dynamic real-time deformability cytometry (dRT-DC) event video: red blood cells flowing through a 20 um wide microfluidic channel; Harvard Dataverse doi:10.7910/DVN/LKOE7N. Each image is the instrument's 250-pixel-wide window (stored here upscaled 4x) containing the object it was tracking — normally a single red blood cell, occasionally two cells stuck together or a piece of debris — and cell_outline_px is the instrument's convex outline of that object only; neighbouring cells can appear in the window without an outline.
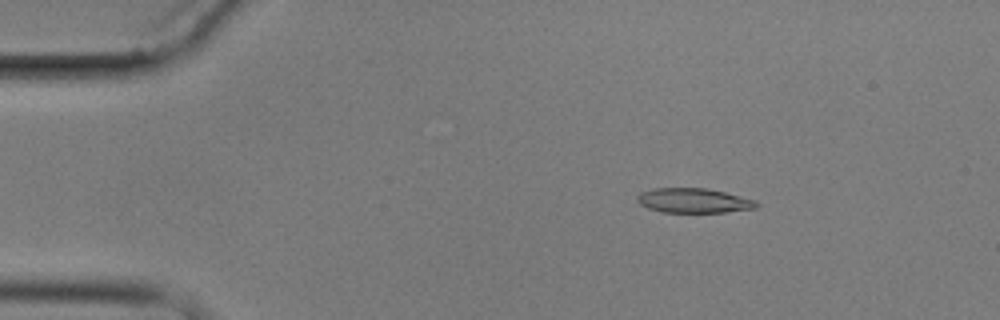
{"species": "common noctule bat (a hibernating species)", "species_latin": "Nyctalus noctula", "temperature_condition": "cold", "stored_images_in_passage": 8, "camera_frame_rate_fps": 3000, "um_per_image_px": 0.085, "animal": {"sex": "male", "body_mass_g": 17.9}, "frame": {"image": 1, "passage_image": 3, "time_ms": 2.333, "image_size_px": [1000, 320], "cell_outline_px": [[760, 204], [756, 208], [724, 212], [664, 212], [648, 208], [640, 204], [636, 200], [636, 196], [640, 192], [652, 188], [708, 188], [756, 200]], "centroid_in_image_um": [58.95, 17.04], "position_along_channel_um": 26.1, "area_um2": 17.17}}
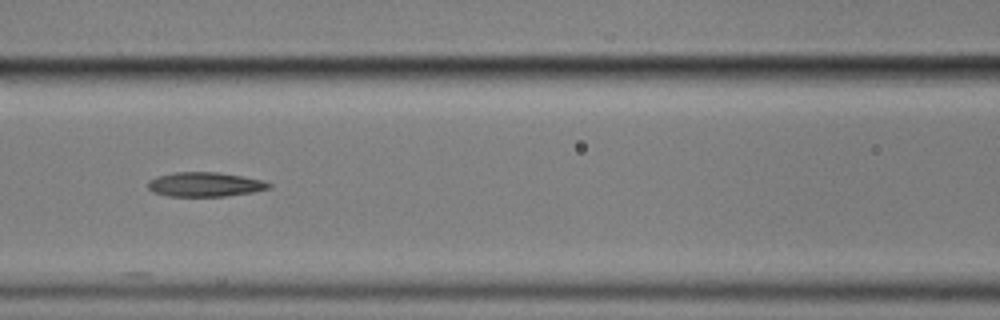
{"frame": {"image": 2, "passage_image": 7, "time_ms": 7.667, "image_size_px": [1000, 320], "cell_outline_px": [[272, 188], [252, 192], [224, 196], [168, 196], [152, 192], [148, 188], [148, 180], [160, 176], [176, 172], [216, 172], [244, 176], [264, 180], [272, 184]], "centroid_in_image_um": [17.46, 15.67], "position_along_channel_um": 149.1, "area_um2": 17.22}}
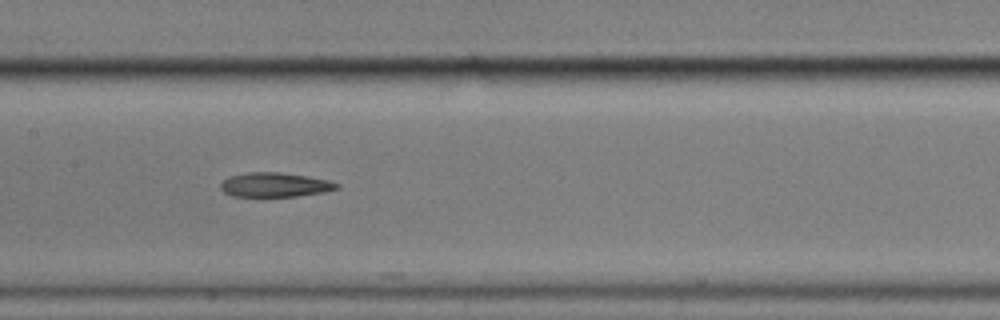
{"frame": {"image": 3, "passage_image": 8, "time_ms": 8.667, "image_size_px": [1000, 320], "cell_outline_px": [[340, 188], [324, 192], [296, 196], [232, 196], [224, 192], [220, 188], [220, 184], [228, 176], [248, 172], [280, 172], [308, 176], [328, 180], [340, 184]], "centroid_in_image_um": [23.37, 15.7], "position_along_channel_um": 184.0, "area_um2": 16.53}}